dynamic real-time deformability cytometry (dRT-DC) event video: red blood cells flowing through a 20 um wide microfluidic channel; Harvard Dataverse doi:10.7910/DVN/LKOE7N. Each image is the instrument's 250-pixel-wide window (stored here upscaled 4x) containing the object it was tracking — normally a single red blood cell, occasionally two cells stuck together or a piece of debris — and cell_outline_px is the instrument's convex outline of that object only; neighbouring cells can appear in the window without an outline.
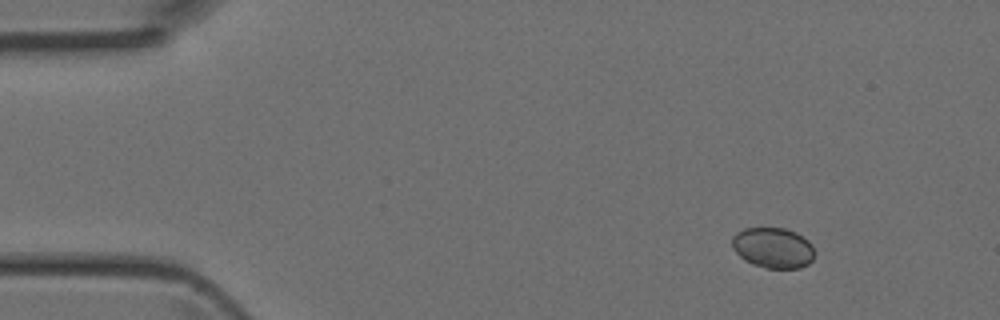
{"species": "Egyptian fruit bat (a non-hibernating species)", "species_latin": "Rousettus aegyptiacus", "temperature_condition": "room temperature", "stored_images_in_passage": 3, "camera_frame_rate_fps": 3000, "um_per_image_px": 0.085, "animal": {"sex": "female"}, "frame": {"image": 1, "passage_image": 3, "time_ms": 0.667, "image_size_px": [1000, 320], "cell_outline_px": [[816, 252], [812, 260], [808, 264], [800, 268], [768, 268], [752, 264], [744, 260], [732, 248], [732, 236], [736, 232], [744, 228], [784, 228], [796, 232], [808, 240], [812, 244]], "centroid_in_image_um": [65.72, 21.06], "position_along_channel_um": 19.3, "area_um2": 19.71}}